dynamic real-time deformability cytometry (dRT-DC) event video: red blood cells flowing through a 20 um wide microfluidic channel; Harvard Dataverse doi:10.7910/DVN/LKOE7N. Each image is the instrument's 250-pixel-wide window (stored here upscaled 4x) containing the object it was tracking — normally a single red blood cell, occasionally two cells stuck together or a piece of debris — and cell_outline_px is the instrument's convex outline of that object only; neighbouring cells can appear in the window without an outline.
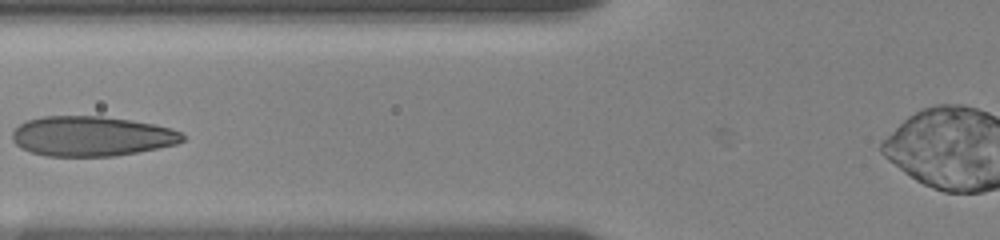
{"species": "human", "species_latin": "Homo sapiens", "temperature_condition": "room temperature", "stored_images_in_passage": 3, "camera_frame_rate_fps": 3000, "um_per_image_px": 0.085, "donor": {"sex": "female"}, "frame": {"image": 1, "passage_image": 3, "time_ms": 2.667, "image_size_px": [1000, 240], "cell_outline_px": [[184, 140], [176, 144], [116, 156], [44, 156], [20, 148], [12, 140], [12, 132], [20, 124], [28, 120], [44, 116], [100, 116], [128, 120], [152, 124], [172, 128], [184, 132]], "centroid_in_image_um": [7.78, 11.58], "position_along_channel_um": 118.0, "area_um2": 39.54}}